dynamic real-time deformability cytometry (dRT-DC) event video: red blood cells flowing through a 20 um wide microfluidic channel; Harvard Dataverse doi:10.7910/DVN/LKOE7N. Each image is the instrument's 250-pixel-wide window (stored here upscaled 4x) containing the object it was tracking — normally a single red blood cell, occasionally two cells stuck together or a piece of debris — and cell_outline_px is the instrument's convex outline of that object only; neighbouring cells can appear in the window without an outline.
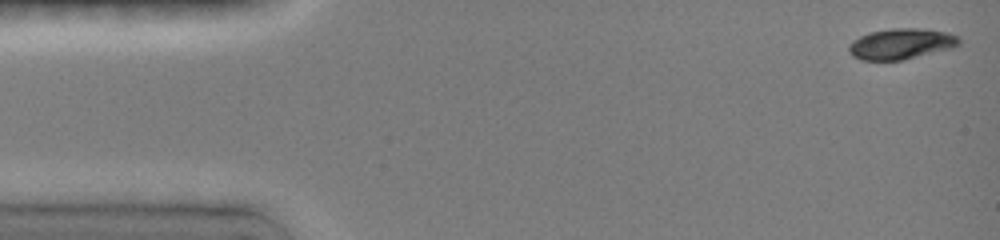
{"species": "common noctule bat (a hibernating species)", "species_latin": "Nyctalus noctula", "temperature_condition": "room temperature", "stored_images_in_passage": 16, "camera_frame_rate_fps": 3000, "um_per_image_px": 0.085, "animal": {"sex": "female", "body_mass_g": 19.0, "forearm_length_mm": 51.5}, "frame": {"image": 1, "passage_image": 1, "time_ms": 0.0, "image_size_px": [1000, 240], "cell_outline_px": [[960, 44], [952, 48], [904, 60], [860, 60], [852, 56], [848, 52], [848, 44], [852, 40], [868, 32], [892, 28], [920, 28], [948, 32], [960, 36]], "centroid_in_image_um": [76.58, 3.72], "position_along_channel_um": 8.4, "area_um2": 20.11}}
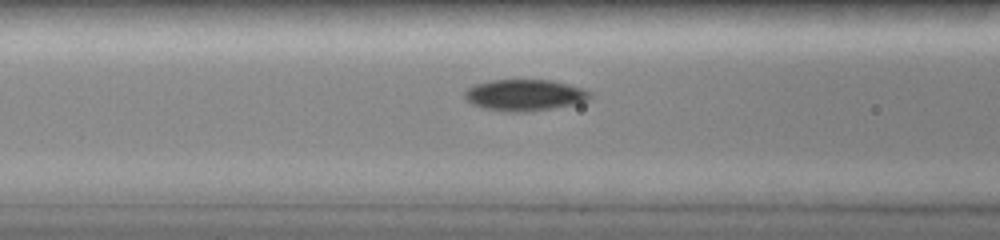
{"frame": {"image": 2, "passage_image": 13, "time_ms": 5.667, "image_size_px": [1000, 240], "cell_outline_px": [[588, 100], [580, 104], [524, 112], [504, 112], [484, 108], [472, 104], [464, 96], [464, 92], [468, 88], [476, 84], [492, 80], [548, 80], [568, 84], [580, 88], [588, 92]], "centroid_in_image_um": [44.57, 8.1], "position_along_channel_um": 122.0, "area_um2": 22.72}}
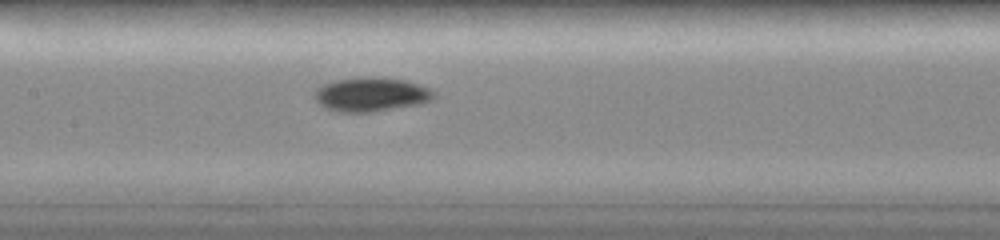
{"frame": {"image": 3, "passage_image": 16, "time_ms": 7.0, "image_size_px": [1000, 240], "cell_outline_px": [[436, 96], [432, 100], [420, 104], [372, 112], [340, 112], [324, 108], [316, 100], [316, 88], [324, 84], [340, 80], [364, 76], [384, 76], [404, 80], [428, 88], [436, 92]], "centroid_in_image_um": [31.58, 8.02], "position_along_channel_um": 175.8, "area_um2": 23.76}}